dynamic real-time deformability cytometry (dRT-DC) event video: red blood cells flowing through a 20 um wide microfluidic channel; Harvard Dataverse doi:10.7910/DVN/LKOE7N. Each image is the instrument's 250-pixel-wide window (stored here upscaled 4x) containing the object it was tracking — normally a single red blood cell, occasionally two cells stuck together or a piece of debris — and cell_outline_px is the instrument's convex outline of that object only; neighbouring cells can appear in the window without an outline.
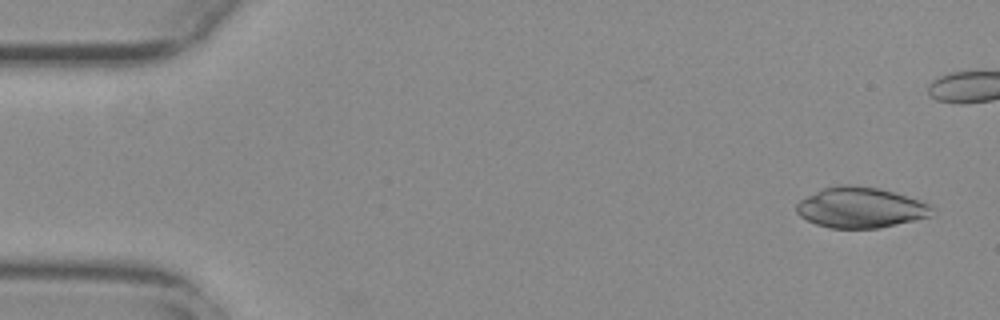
{"species": "common noctule bat (a hibernating species)", "species_latin": "Nyctalus noctula", "temperature_condition": "warm", "stored_images_in_passage": 47, "camera_frame_rate_fps": 3000, "um_per_image_px": 0.085, "animal": {"sex": "female", "body_mass_g": 29.2, "forearm_length_mm": 56.3}, "frame": {"image": 1, "passage_image": 3, "time_ms": 0.667, "image_size_px": [1000, 320], "cell_outline_px": [[936, 216], [880, 228], [828, 228], [816, 224], [800, 216], [796, 212], [796, 204], [800, 200], [824, 188], [840, 184], [848, 184], [880, 188], [924, 200], [932, 204], [936, 208]], "centroid_in_image_um": [73.27, 17.65], "position_along_channel_um": 11.7, "area_um2": 32.77}}